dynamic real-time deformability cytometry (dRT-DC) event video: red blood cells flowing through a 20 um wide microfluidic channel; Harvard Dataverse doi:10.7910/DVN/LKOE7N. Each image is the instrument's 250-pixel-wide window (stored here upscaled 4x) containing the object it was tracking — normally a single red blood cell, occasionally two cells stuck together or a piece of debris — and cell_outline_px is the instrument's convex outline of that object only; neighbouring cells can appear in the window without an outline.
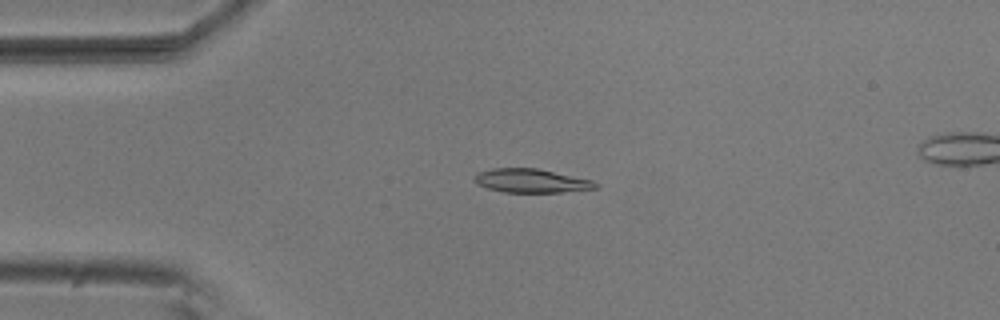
{"species": "common noctule bat (a hibernating species)", "species_latin": "Nyctalus noctula", "temperature_condition": "room temperature", "stored_images_in_passage": 5, "camera_frame_rate_fps": 3000, "um_per_image_px": 0.085, "animal": {"sex": "male", "body_mass_g": 20.5, "forearm_length_mm": 52.5}, "frame": {"image": 1, "passage_image": 3, "time_ms": 0.667, "image_size_px": [1000, 320], "cell_outline_px": [[600, 188], [560, 192], [504, 192], [488, 188], [476, 184], [472, 180], [480, 172], [492, 168], [536, 168], [592, 180], [600, 184]], "centroid_in_image_um": [45.18, 15.37], "position_along_channel_um": 39.8, "area_um2": 16.7}}